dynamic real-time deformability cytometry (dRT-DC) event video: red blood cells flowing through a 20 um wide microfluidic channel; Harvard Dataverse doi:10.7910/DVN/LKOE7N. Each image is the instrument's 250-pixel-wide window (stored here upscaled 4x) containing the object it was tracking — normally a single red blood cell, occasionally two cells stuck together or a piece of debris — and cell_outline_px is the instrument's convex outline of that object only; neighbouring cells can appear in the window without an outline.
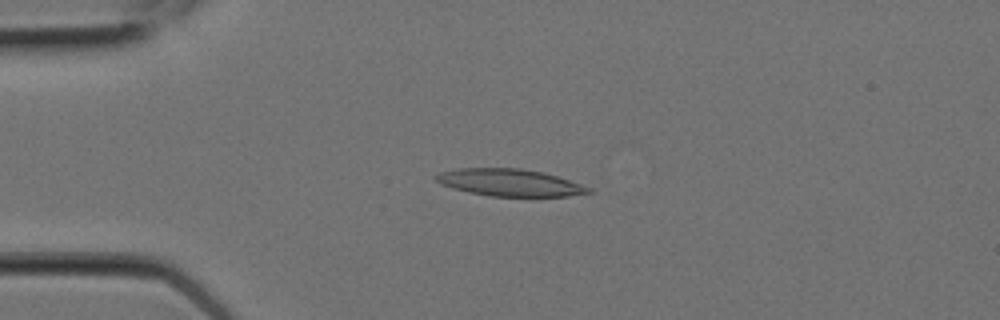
{"species": "Egyptian fruit bat (a non-hibernating species)", "species_latin": "Rousettus aegyptiacus", "temperature_condition": "room temperature", "stored_images_in_passage": 4, "camera_frame_rate_fps": 3000, "um_per_image_px": 0.085, "animal": {"sex": "female"}, "frame": {"image": 1, "passage_image": 3, "time_ms": 0.667, "image_size_px": [1000, 320], "cell_outline_px": [[592, 192], [568, 196], [488, 196], [468, 192], [452, 188], [440, 184], [432, 176], [440, 172], [456, 168], [520, 168], [540, 172], [556, 176], [592, 188]], "centroid_in_image_um": [43.26, 15.52], "position_along_channel_um": 41.7, "area_um2": 24.04}}